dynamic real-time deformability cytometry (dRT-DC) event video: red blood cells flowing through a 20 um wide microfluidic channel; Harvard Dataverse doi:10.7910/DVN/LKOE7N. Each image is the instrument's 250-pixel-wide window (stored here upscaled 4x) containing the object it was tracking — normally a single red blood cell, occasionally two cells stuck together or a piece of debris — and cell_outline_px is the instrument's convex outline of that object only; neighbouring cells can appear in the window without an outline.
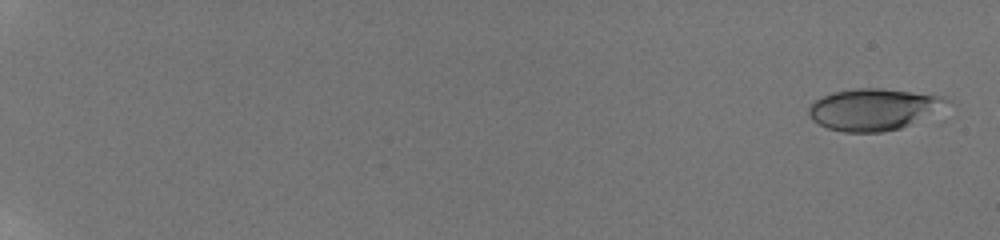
{"species": "human", "species_latin": "Homo sapiens", "temperature_condition": "room temperature", "stored_images_in_passage": 58, "camera_frame_rate_fps": 3000, "um_per_image_px": 0.085, "donor": {"sex": "male"}, "frame": {"image": 1, "passage_image": 2, "time_ms": 0.333, "image_size_px": [1000, 240], "cell_outline_px": [[952, 104], [900, 128], [880, 132], [844, 132], [828, 128], [812, 120], [808, 116], [808, 108], [816, 100], [832, 92], [856, 88], [880, 88], [944, 96], [952, 100]], "centroid_in_image_um": [74.26, 9.28], "position_along_channel_um": 10.7, "area_um2": 33.29}}
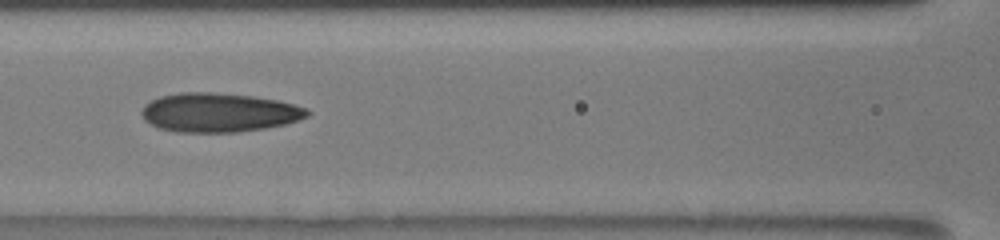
{"frame": {"image": 2, "passage_image": 31, "time_ms": 10.0, "image_size_px": [1000, 240], "cell_outline_px": [[312, 112], [308, 116], [284, 124], [264, 128], [236, 132], [176, 132], [160, 128], [148, 124], [144, 120], [140, 112], [144, 104], [160, 96], [180, 92], [212, 92], [252, 96], [276, 100], [308, 108]], "centroid_in_image_um": [18.56, 9.56], "position_along_channel_um": 148.0, "area_um2": 37.74}}
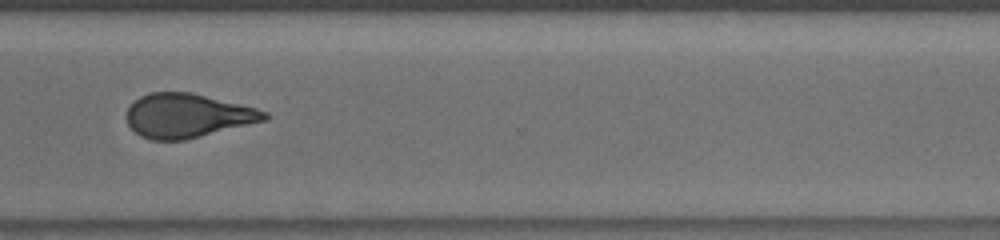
{"frame": {"image": 3, "passage_image": 47, "time_ms": 15.333, "image_size_px": [1000, 240], "cell_outline_px": [[268, 120], [184, 140], [152, 140], [140, 136], [128, 124], [128, 108], [140, 96], [152, 92], [192, 92], [256, 108], [268, 112]], "centroid_in_image_um": [15.96, 9.83], "position_along_channel_um": 354.6, "area_um2": 35.14}, "authors_computed_cell_mechanics": {"area_um2": 35.1424, "velocity_mm_per_s": 3.8818, "shape_relaxation_time_tau1_ms": null, "shape_relaxation_time_tau2_ms": 1.8484, "deformation_change_tau1": null, "deformation_change_tau2": 0.1058}}